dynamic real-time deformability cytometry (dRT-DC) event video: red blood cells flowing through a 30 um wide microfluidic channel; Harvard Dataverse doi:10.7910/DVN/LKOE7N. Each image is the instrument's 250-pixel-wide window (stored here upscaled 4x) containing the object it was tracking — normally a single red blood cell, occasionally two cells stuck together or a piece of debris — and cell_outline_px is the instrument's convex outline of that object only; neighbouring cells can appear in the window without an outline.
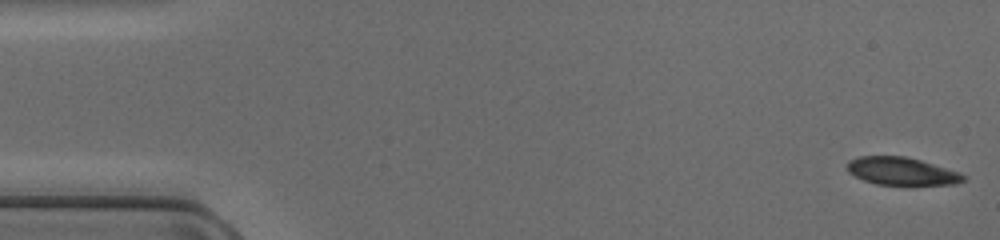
{"species": "common noctule bat (a hibernating species)", "species_latin": "Nyctalus noctula", "temperature_condition": "cold", "stored_images_in_passage": 47, "camera_frame_rate_fps": 3000, "um_per_image_px": 0.085, "animal": {"sex": "female", "body_mass_g": 17.0, "forearm_length_mm": 48.0}, "frame": {"image": 1, "passage_image": 1, "time_ms": 0.0, "image_size_px": [1000, 240], "cell_outline_px": [[964, 180], [956, 184], [876, 184], [864, 180], [848, 172], [848, 160], [860, 156], [904, 156], [920, 160], [960, 172], [964, 176]], "centroid_in_image_um": [76.62, 14.54], "position_along_channel_um": 8.4, "area_um2": 18.44}}
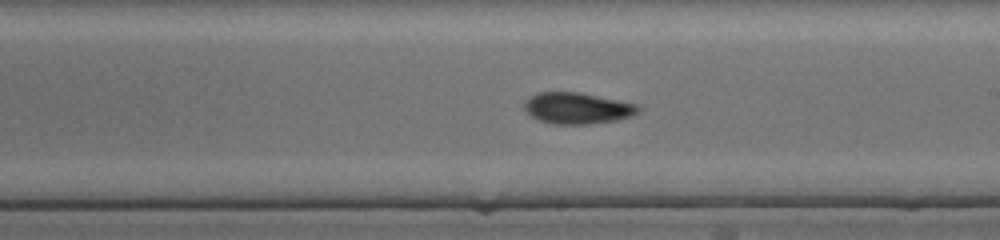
{"frame": {"image": 2, "passage_image": 27, "time_ms": 8.667, "image_size_px": [1000, 240], "cell_outline_px": [[640, 112], [632, 116], [616, 120], [588, 124], [552, 124], [540, 120], [524, 112], [524, 104], [528, 96], [540, 92], [576, 92], [640, 104]], "centroid_in_image_um": [49.07, 9.2], "position_along_channel_um": 239.9, "area_um2": 20.87}}
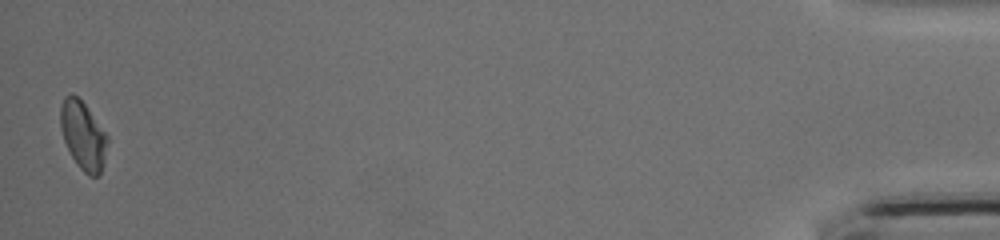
{"frame": {"image": 3, "passage_image": 47, "time_ms": 15.333, "image_size_px": [1000, 240], "cell_outline_px": [[108, 140], [104, 160], [100, 176], [88, 176], [80, 168], [72, 156], [64, 140], [60, 128], [60, 108], [64, 96], [72, 92], [84, 104], [108, 136]], "centroid_in_image_um": [7.05, 11.51], "position_along_channel_um": 428.1, "area_um2": 18.5}}